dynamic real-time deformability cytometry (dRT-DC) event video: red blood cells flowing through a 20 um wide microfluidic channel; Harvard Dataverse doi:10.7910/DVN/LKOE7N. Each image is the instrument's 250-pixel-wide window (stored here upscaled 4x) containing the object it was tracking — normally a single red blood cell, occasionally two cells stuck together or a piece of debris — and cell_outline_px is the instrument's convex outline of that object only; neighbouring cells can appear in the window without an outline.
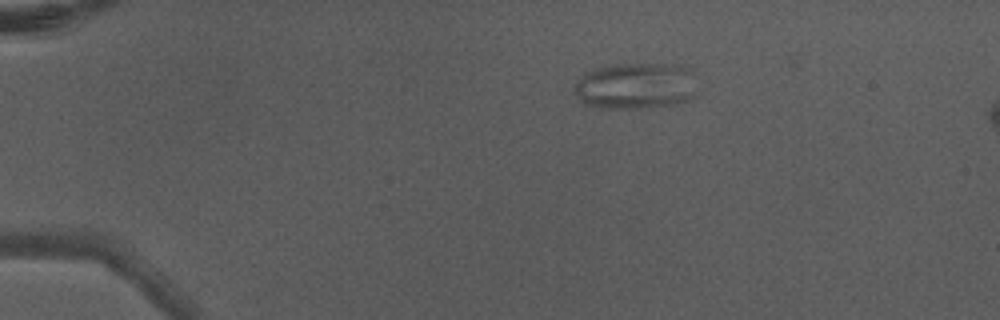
{"species": "Egyptian fruit bat (a non-hibernating species)", "species_latin": "Rousettus aegyptiacus", "temperature_condition": "warm", "stored_images_in_passage": 2, "camera_frame_rate_fps": 3000, "um_per_image_px": 0.085, "animal": {"sex": "male"}, "frame": {"image": 1, "passage_image": 1, "time_ms": 0.0, "image_size_px": [1000, 320], "cell_outline_px": [[700, 92], [692, 100], [672, 104], [644, 108], [600, 108], [584, 104], [572, 88], [576, 80], [584, 72], [608, 64], [684, 64], [692, 68]], "centroid_in_image_um": [54.11, 7.28], "position_along_channel_um": 30.9, "area_um2": 34.45}}